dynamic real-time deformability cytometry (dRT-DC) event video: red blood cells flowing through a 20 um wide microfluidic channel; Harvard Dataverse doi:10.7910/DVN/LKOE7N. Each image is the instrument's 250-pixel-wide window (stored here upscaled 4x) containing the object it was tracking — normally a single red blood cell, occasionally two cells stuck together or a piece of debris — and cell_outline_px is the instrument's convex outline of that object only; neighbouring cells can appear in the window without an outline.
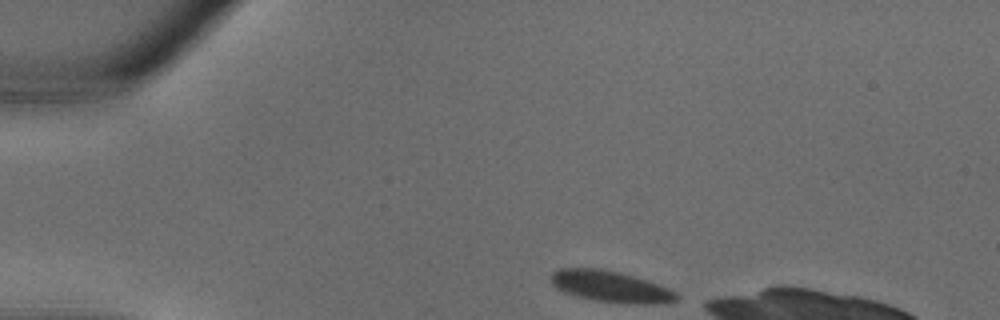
{"species": "common noctule bat (a hibernating species)", "species_latin": "Nyctalus noctula", "temperature_condition": "warm", "stored_images_in_passage": 10, "camera_frame_rate_fps": 3000, "um_per_image_px": 0.085, "animal": {"sex": "male", "body_mass_g": 18.8}, "frame": {"image": 1, "passage_image": 1, "time_ms": 0.0, "image_size_px": [1000, 320], "cell_outline_px": [[680, 300], [668, 304], [628, 304], [596, 300], [576, 296], [564, 292], [556, 288], [552, 284], [548, 276], [556, 268], [600, 268], [620, 272], [648, 280], [668, 288], [676, 292], [680, 296]], "centroid_in_image_um": [51.93, 24.36], "position_along_channel_um": 33.1, "area_um2": 23.47}}
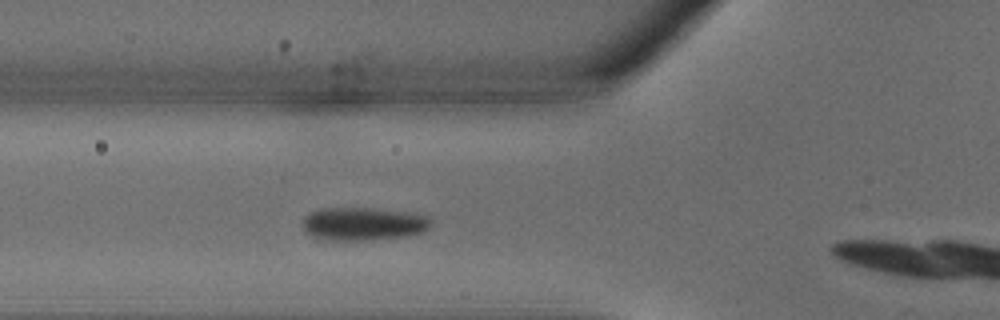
{"frame": {"image": 2, "passage_image": 7, "time_ms": 2.0, "image_size_px": [1000, 320], "cell_outline_px": [[432, 224], [424, 232], [408, 236], [372, 240], [324, 240], [312, 236], [304, 232], [304, 216], [308, 212], [320, 208], [372, 208], [428, 216], [432, 220]], "centroid_in_image_um": [30.85, 19.04], "position_along_channel_um": 94.9, "area_um2": 24.91}}
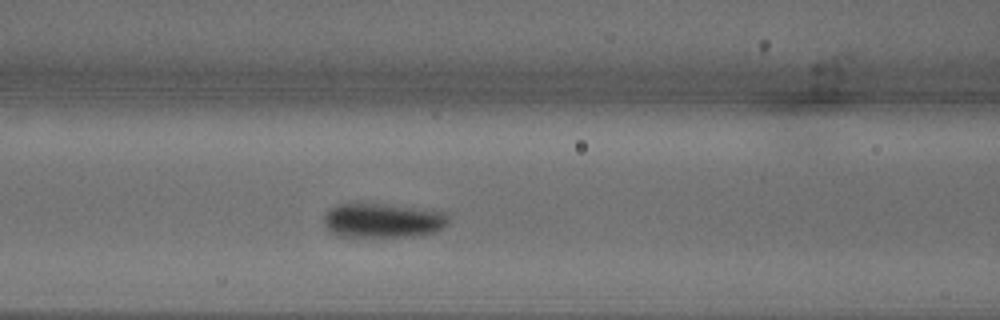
{"frame": {"image": 3, "passage_image": 9, "time_ms": 2.667, "image_size_px": [1000, 320], "cell_outline_px": [[448, 224], [432, 232], [412, 236], [336, 236], [324, 224], [324, 216], [336, 204], [392, 204], [444, 212], [448, 216]], "centroid_in_image_um": [32.53, 18.73], "position_along_channel_um": 134.1, "area_um2": 24.62}}